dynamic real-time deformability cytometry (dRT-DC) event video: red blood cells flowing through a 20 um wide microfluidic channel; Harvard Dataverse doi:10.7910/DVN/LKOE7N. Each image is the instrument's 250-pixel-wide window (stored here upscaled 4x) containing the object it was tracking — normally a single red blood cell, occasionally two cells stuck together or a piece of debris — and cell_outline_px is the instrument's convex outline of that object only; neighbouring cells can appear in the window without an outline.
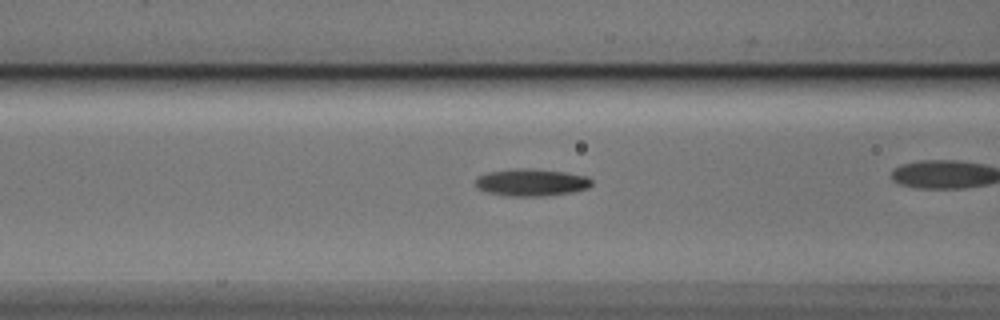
{"species": "Egyptian fruit bat (a non-hibernating species)", "species_latin": "Rousettus aegyptiacus", "temperature_condition": "cold", "stored_images_in_passage": 30, "camera_frame_rate_fps": 3000, "um_per_image_px": 0.085, "animal": {"sex": "male"}, "frame": {"image": 1, "passage_image": 9, "time_ms": 2.667, "image_size_px": [1000, 320], "cell_outline_px": [[592, 184], [588, 188], [572, 192], [544, 196], [508, 196], [488, 192], [476, 188], [476, 176], [488, 172], [512, 168], [528, 168], [564, 172], [588, 176], [592, 180]], "centroid_in_image_um": [45.15, 15.5], "position_along_channel_um": 121.4, "area_um2": 18.55}}
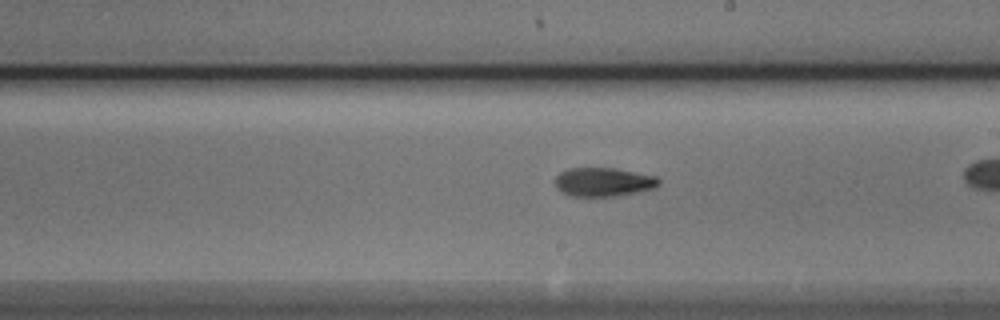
{"frame": {"image": 2, "passage_image": 18, "time_ms": 5.667, "image_size_px": [1000, 320], "cell_outline_px": [[660, 184], [652, 188], [640, 192], [616, 196], [568, 196], [556, 188], [556, 176], [560, 172], [568, 168], [612, 168], [656, 176], [660, 180]], "centroid_in_image_um": [51.28, 15.48], "position_along_channel_um": 237.7, "area_um2": 17.4}}